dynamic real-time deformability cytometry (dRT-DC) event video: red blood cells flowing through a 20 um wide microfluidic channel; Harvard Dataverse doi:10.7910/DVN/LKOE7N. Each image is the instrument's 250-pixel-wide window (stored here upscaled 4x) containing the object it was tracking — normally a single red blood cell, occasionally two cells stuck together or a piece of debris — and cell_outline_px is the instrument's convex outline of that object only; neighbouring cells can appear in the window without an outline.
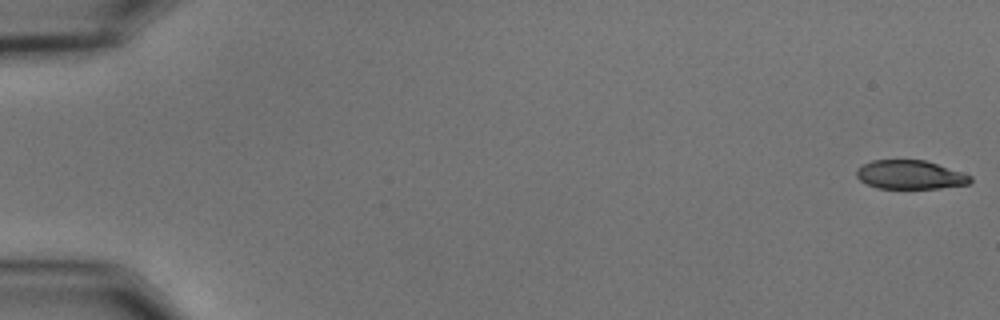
{"species": "common noctule bat (a hibernating species)", "species_latin": "Nyctalus noctula", "temperature_condition": "cold", "stored_images_in_passage": 56, "camera_frame_rate_fps": 3000, "um_per_image_px": 0.085, "animal": {"sex": "male", "body_mass_g": 15.6}, "frame": {"image": 1, "passage_image": 1, "time_ms": 0.0, "image_size_px": [1000, 320], "cell_outline_px": [[972, 180], [968, 184], [940, 188], [876, 188], [860, 180], [856, 176], [856, 168], [872, 160], [924, 160], [972, 176]], "centroid_in_image_um": [77.32, 14.85], "position_along_channel_um": 7.7, "area_um2": 18.9}}
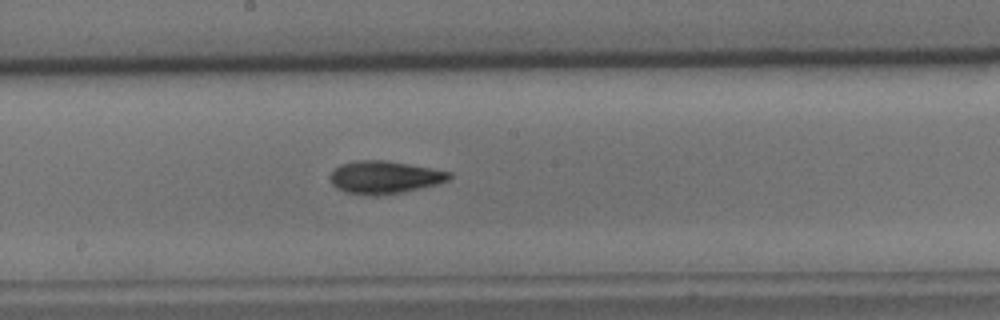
{"frame": {"image": 2, "passage_image": 31, "time_ms": 10.0, "image_size_px": [1000, 320], "cell_outline_px": [[452, 176], [448, 180], [436, 184], [400, 192], [376, 196], [372, 196], [344, 192], [336, 188], [332, 184], [328, 176], [340, 164], [356, 160], [384, 160], [408, 164], [452, 172]], "centroid_in_image_um": [32.63, 15.07], "position_along_channel_um": 215.6, "area_um2": 22.6}}
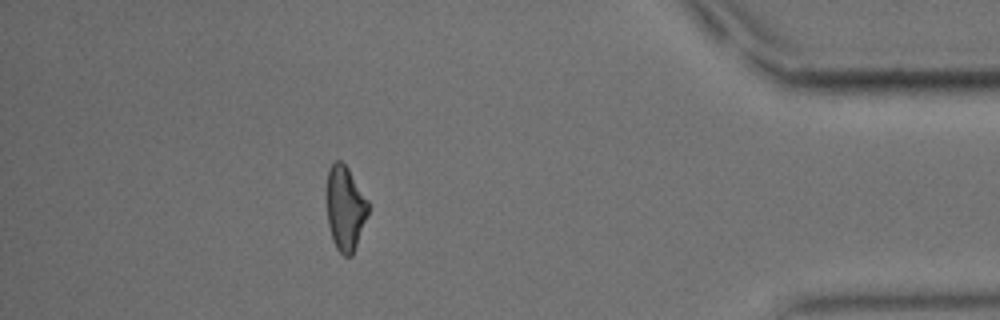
{"frame": {"image": 3, "passage_image": 50, "time_ms": 16.333, "image_size_px": [1000, 320], "cell_outline_px": [[368, 212], [352, 256], [344, 256], [336, 248], [332, 240], [328, 224], [328, 168], [336, 160], [340, 160], [348, 168], [368, 200]], "centroid_in_image_um": [29.34, 17.7], "position_along_channel_um": 405.9, "area_um2": 20.0}, "authors_computed_cell_mechanics": {"area_um2": 21.386, "velocity_mm_per_s": 3.6465, "shape_relaxation_time_tau1_ms": 5.0652, "shape_relaxation_time_tau2_ms": 4.3816, "deformation_change_tau1": 0.1638, "deformation_change_tau2": 0.1202}}